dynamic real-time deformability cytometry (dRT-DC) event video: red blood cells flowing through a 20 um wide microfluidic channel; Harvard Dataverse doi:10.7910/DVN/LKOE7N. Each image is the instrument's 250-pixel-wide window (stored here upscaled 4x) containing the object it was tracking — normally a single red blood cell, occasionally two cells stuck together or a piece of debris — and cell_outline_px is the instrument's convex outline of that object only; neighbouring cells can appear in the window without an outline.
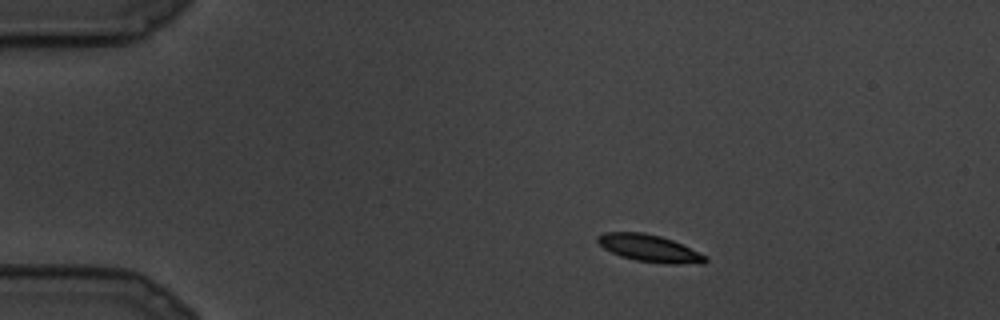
{"species": "common noctule bat (a hibernating species)", "species_latin": "Nyctalus noctula", "temperature_condition": "cold", "stored_images_in_passage": 12, "camera_frame_rate_fps": 3000, "um_per_image_px": 0.085, "animal": {"sex": "male", "body_mass_g": 19.5, "forearm_length_mm": 54.6}, "frame": {"image": 1, "passage_image": 3, "time_ms": 0.667, "image_size_px": [1000, 320], "cell_outline_px": [[708, 260], [704, 264], [668, 264], [636, 260], [620, 256], [604, 248], [596, 240], [596, 236], [604, 232], [644, 232], [660, 236], [672, 240], [708, 256]], "centroid_in_image_um": [55.23, 21.11], "position_along_channel_um": 29.8, "area_um2": 17.11}}
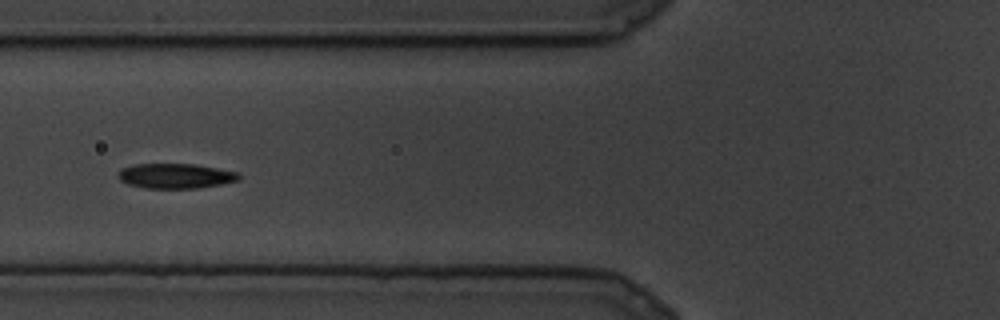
{"frame": {"image": 2, "passage_image": 9, "time_ms": 2.667, "image_size_px": [1000, 320], "cell_outline_px": [[240, 180], [220, 184], [196, 188], [144, 188], [128, 184], [120, 180], [116, 176], [120, 168], [132, 164], [192, 164], [240, 172]], "centroid_in_image_um": [14.88, 14.95], "position_along_channel_um": 110.9, "area_um2": 17.63}}
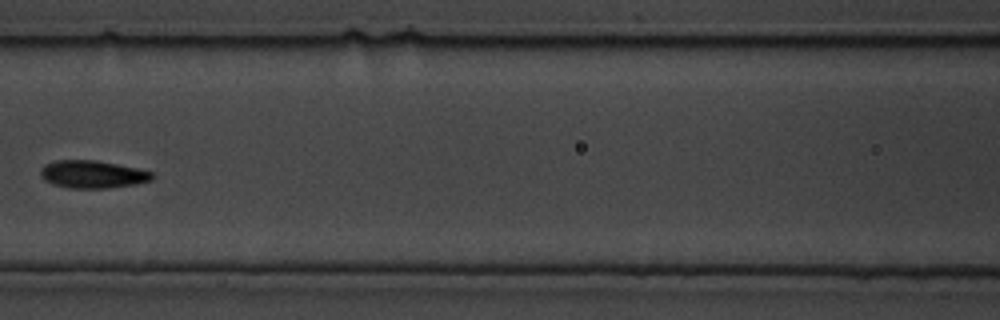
{"frame": {"image": 3, "passage_image": 11, "time_ms": 3.333, "image_size_px": [1000, 320], "cell_outline_px": [[156, 176], [152, 180], [136, 184], [108, 188], [68, 188], [52, 184], [44, 180], [40, 176], [40, 168], [44, 164], [56, 160], [96, 160], [136, 168], [152, 172]], "centroid_in_image_um": [7.84, 14.82], "position_along_channel_um": 158.8, "area_um2": 18.15}}